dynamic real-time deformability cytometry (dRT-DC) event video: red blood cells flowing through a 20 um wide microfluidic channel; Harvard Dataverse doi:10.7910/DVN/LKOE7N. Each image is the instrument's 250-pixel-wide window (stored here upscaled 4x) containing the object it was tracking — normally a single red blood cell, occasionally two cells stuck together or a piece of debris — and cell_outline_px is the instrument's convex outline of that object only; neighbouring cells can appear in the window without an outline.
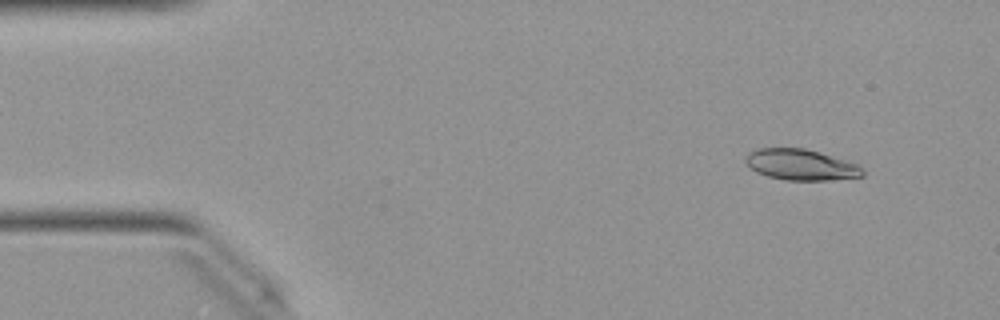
{"species": "Egyptian fruit bat (a non-hibernating species)", "species_latin": "Rousettus aegyptiacus", "temperature_condition": "warm", "stored_images_in_passage": 49, "camera_frame_rate_fps": 3000, "um_per_image_px": 0.085, "animal": {"sex": "female"}, "frame": {"image": 1, "passage_image": 4, "time_ms": 1.0, "image_size_px": [1000, 320], "cell_outline_px": [[864, 176], [828, 180], [784, 180], [768, 176], [756, 172], [744, 160], [744, 156], [748, 152], [756, 148], [804, 148], [820, 152], [856, 164], [864, 168]], "centroid_in_image_um": [68.05, 13.99], "position_along_channel_um": 16.9, "area_um2": 21.1}}
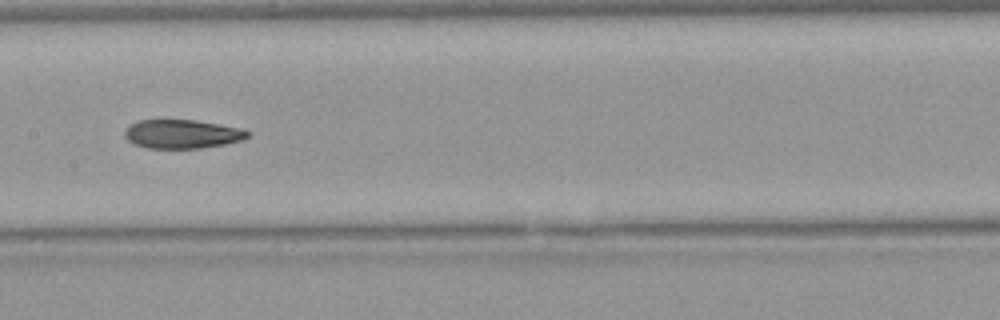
{"frame": {"image": 2, "passage_image": 24, "time_ms": 7.667, "image_size_px": [1000, 320], "cell_outline_px": [[248, 136], [240, 140], [224, 144], [204, 148], [148, 148], [132, 144], [124, 136], [124, 132], [136, 120], [196, 120], [244, 128], [248, 132]], "centroid_in_image_um": [15.47, 11.39], "position_along_channel_um": 191.9, "area_um2": 20.63}}
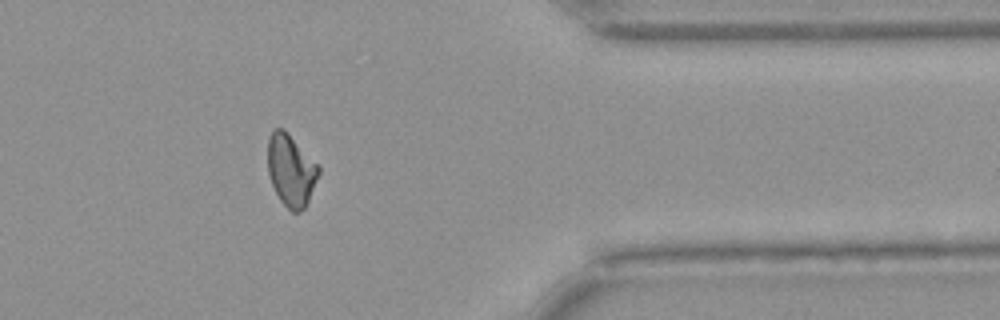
{"frame": {"image": 3, "passage_image": 40, "time_ms": 13.0, "image_size_px": [1000, 320], "cell_outline_px": [[320, 172], [308, 200], [304, 208], [300, 212], [292, 212], [280, 200], [272, 184], [268, 172], [268, 136], [276, 128], [284, 128], [320, 168]], "centroid_in_image_um": [24.71, 14.47], "position_along_channel_um": 386.7, "area_um2": 20.92}, "authors_computed_cell_mechanics": {"area_um2": 21.675, "velocity_mm_per_s": 4.0454, "shape_relaxation_time_tau1_ms": 11.1017, "shape_relaxation_time_tau2_ms": 3.7944, "deformation_change_tau1": 0.2592, "deformation_change_tau2": 0.1001}}